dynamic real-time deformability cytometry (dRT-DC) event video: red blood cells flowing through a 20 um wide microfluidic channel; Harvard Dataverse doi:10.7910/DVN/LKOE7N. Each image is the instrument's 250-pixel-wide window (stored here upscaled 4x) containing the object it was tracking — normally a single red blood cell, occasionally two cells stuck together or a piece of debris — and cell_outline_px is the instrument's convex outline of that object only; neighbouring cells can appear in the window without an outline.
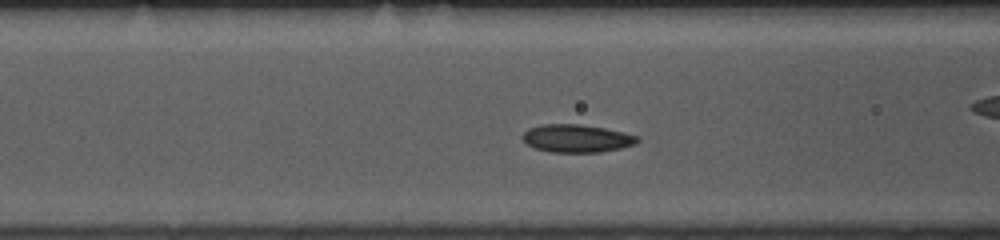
{"species": "common noctule bat (a hibernating species)", "species_latin": "Nyctalus noctula", "temperature_condition": "room temperature", "stored_images_in_passage": 47, "camera_frame_rate_fps": 3000, "um_per_image_px": 0.085, "animal": {"sex": "female", "body_mass_g": 10.0, "forearm_length_mm": 53.1}, "frame": {"image": 1, "passage_image": 14, "time_ms": 4.333, "image_size_px": [1000, 240], "cell_outline_px": [[640, 140], [636, 144], [620, 148], [600, 152], [552, 152], [536, 148], [528, 144], [520, 136], [528, 128], [540, 124], [580, 124], [604, 128], [624, 132], [640, 136]], "centroid_in_image_um": [49.04, 11.75], "position_along_channel_um": 117.6, "area_um2": 18.73}}
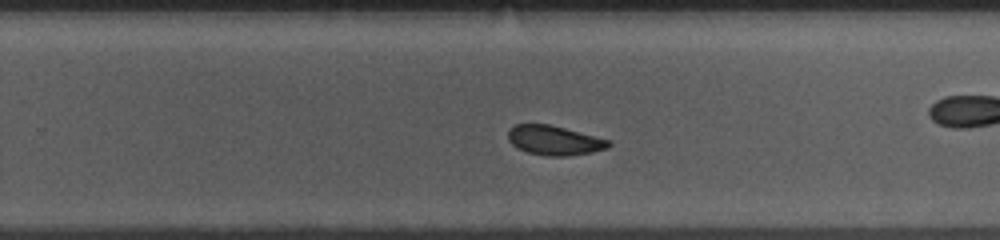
{"frame": {"image": 2, "passage_image": 27, "time_ms": 8.667, "image_size_px": [1000, 240], "cell_outline_px": [[612, 144], [608, 148], [592, 152], [568, 156], [548, 156], [528, 152], [516, 148], [508, 140], [508, 128], [516, 124], [548, 124], [564, 128], [608, 140]], "centroid_in_image_um": [47.07, 11.93], "position_along_channel_um": 282.7, "area_um2": 17.17}, "authors_computed_cell_mechanics": {"area_um2": 18.2648, "velocity_mm_per_s": 3.8184, "shape_relaxation_time_tau1_ms": 3.9561, "shape_relaxation_time_tau2_ms": 2.9157, "deformation_change_tau1": 0.09, "deformation_change_tau2": 0.0639}}